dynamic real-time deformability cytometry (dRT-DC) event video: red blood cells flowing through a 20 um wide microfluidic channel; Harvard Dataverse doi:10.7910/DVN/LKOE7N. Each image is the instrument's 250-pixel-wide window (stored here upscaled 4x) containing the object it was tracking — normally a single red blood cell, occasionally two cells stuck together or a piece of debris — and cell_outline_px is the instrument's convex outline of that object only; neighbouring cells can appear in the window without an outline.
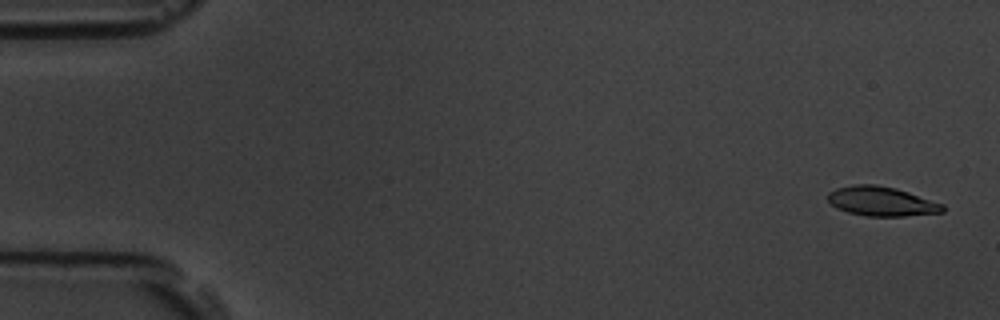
{"species": "common noctule bat (a hibernating species)", "species_latin": "Nyctalus noctula", "temperature_condition": "room temperature", "stored_images_in_passage": 11, "camera_frame_rate_fps": 3000, "um_per_image_px": 0.085, "animal": {"sex": "male", "body_mass_g": 19.5, "forearm_length_mm": 54.6}, "frame": {"image": 1, "passage_image": 1, "time_ms": 0.0, "image_size_px": [1000, 320], "cell_outline_px": [[944, 212], [904, 216], [868, 216], [848, 212], [836, 208], [828, 200], [828, 192], [836, 188], [852, 184], [876, 184], [896, 188], [944, 204]], "centroid_in_image_um": [74.92, 17.1], "position_along_channel_um": 10.1, "area_um2": 19.71}}
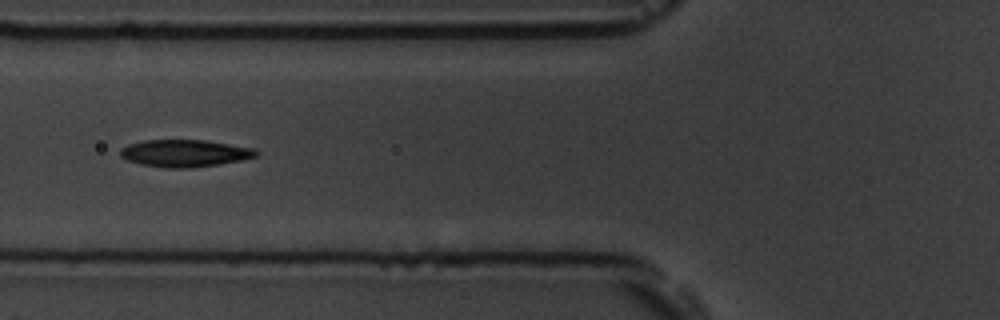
{"frame": {"image": 2, "passage_image": 6, "time_ms": 6.667, "image_size_px": [1000, 320], "cell_outline_px": [[260, 152], [256, 156], [240, 160], [220, 164], [188, 168], [168, 168], [140, 164], [128, 160], [120, 156], [120, 148], [128, 144], [144, 140], [208, 140], [256, 148]], "centroid_in_image_um": [15.72, 13.01], "position_along_channel_um": 110.1, "area_um2": 21.68}}
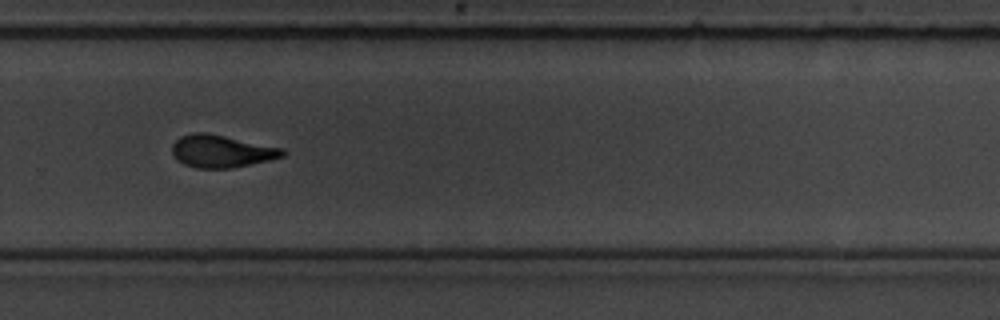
{"frame": {"image": 3, "passage_image": 11, "time_ms": 12.333, "image_size_px": [1000, 320], "cell_outline_px": [[288, 152], [284, 156], [268, 160], [232, 168], [196, 168], [184, 164], [176, 160], [172, 152], [172, 144], [180, 136], [192, 132], [208, 132], [284, 148]], "centroid_in_image_um": [18.82, 12.84], "position_along_channel_um": 311.0, "area_um2": 21.15}}